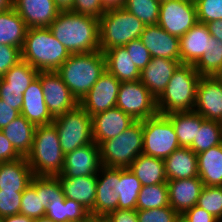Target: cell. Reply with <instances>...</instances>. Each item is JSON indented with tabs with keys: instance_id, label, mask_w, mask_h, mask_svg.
I'll use <instances>...</instances> for the list:
<instances>
[{
	"instance_id": "1",
	"label": "cell",
	"mask_w": 222,
	"mask_h": 222,
	"mask_svg": "<svg viewBox=\"0 0 222 222\" xmlns=\"http://www.w3.org/2000/svg\"><path fill=\"white\" fill-rule=\"evenodd\" d=\"M48 28L70 54L100 50L99 19L95 17L60 11Z\"/></svg>"
},
{
	"instance_id": "2",
	"label": "cell",
	"mask_w": 222,
	"mask_h": 222,
	"mask_svg": "<svg viewBox=\"0 0 222 222\" xmlns=\"http://www.w3.org/2000/svg\"><path fill=\"white\" fill-rule=\"evenodd\" d=\"M106 70L104 53L70 54L56 70L72 95L80 102Z\"/></svg>"
},
{
	"instance_id": "3",
	"label": "cell",
	"mask_w": 222,
	"mask_h": 222,
	"mask_svg": "<svg viewBox=\"0 0 222 222\" xmlns=\"http://www.w3.org/2000/svg\"><path fill=\"white\" fill-rule=\"evenodd\" d=\"M201 76L192 64H180L165 90L156 99L158 114L194 111Z\"/></svg>"
},
{
	"instance_id": "4",
	"label": "cell",
	"mask_w": 222,
	"mask_h": 222,
	"mask_svg": "<svg viewBox=\"0 0 222 222\" xmlns=\"http://www.w3.org/2000/svg\"><path fill=\"white\" fill-rule=\"evenodd\" d=\"M21 52L38 71H56L70 56L48 27L28 28Z\"/></svg>"
},
{
	"instance_id": "5",
	"label": "cell",
	"mask_w": 222,
	"mask_h": 222,
	"mask_svg": "<svg viewBox=\"0 0 222 222\" xmlns=\"http://www.w3.org/2000/svg\"><path fill=\"white\" fill-rule=\"evenodd\" d=\"M26 159L34 175L61 174L64 154L53 124L36 126L32 148Z\"/></svg>"
},
{
	"instance_id": "6",
	"label": "cell",
	"mask_w": 222,
	"mask_h": 222,
	"mask_svg": "<svg viewBox=\"0 0 222 222\" xmlns=\"http://www.w3.org/2000/svg\"><path fill=\"white\" fill-rule=\"evenodd\" d=\"M144 23L123 7L109 8L99 18V45L102 52L140 39Z\"/></svg>"
},
{
	"instance_id": "7",
	"label": "cell",
	"mask_w": 222,
	"mask_h": 222,
	"mask_svg": "<svg viewBox=\"0 0 222 222\" xmlns=\"http://www.w3.org/2000/svg\"><path fill=\"white\" fill-rule=\"evenodd\" d=\"M142 121H135L115 138L100 145L102 166L128 168L143 151Z\"/></svg>"
},
{
	"instance_id": "8",
	"label": "cell",
	"mask_w": 222,
	"mask_h": 222,
	"mask_svg": "<svg viewBox=\"0 0 222 222\" xmlns=\"http://www.w3.org/2000/svg\"><path fill=\"white\" fill-rule=\"evenodd\" d=\"M64 155L93 142L92 117L78 104L54 118Z\"/></svg>"
},
{
	"instance_id": "9",
	"label": "cell",
	"mask_w": 222,
	"mask_h": 222,
	"mask_svg": "<svg viewBox=\"0 0 222 222\" xmlns=\"http://www.w3.org/2000/svg\"><path fill=\"white\" fill-rule=\"evenodd\" d=\"M142 128V154L164 160L180 148L174 126L165 115L157 114L142 120Z\"/></svg>"
},
{
	"instance_id": "10",
	"label": "cell",
	"mask_w": 222,
	"mask_h": 222,
	"mask_svg": "<svg viewBox=\"0 0 222 222\" xmlns=\"http://www.w3.org/2000/svg\"><path fill=\"white\" fill-rule=\"evenodd\" d=\"M65 197L57 176L35 175L23 191L20 214L33 220L45 216L49 202Z\"/></svg>"
},
{
	"instance_id": "11",
	"label": "cell",
	"mask_w": 222,
	"mask_h": 222,
	"mask_svg": "<svg viewBox=\"0 0 222 222\" xmlns=\"http://www.w3.org/2000/svg\"><path fill=\"white\" fill-rule=\"evenodd\" d=\"M116 107L135 121H142L158 114L156 98L140 80L121 82Z\"/></svg>"
},
{
	"instance_id": "12",
	"label": "cell",
	"mask_w": 222,
	"mask_h": 222,
	"mask_svg": "<svg viewBox=\"0 0 222 222\" xmlns=\"http://www.w3.org/2000/svg\"><path fill=\"white\" fill-rule=\"evenodd\" d=\"M197 21L196 5L191 0H161L158 25L181 38Z\"/></svg>"
},
{
	"instance_id": "13",
	"label": "cell",
	"mask_w": 222,
	"mask_h": 222,
	"mask_svg": "<svg viewBox=\"0 0 222 222\" xmlns=\"http://www.w3.org/2000/svg\"><path fill=\"white\" fill-rule=\"evenodd\" d=\"M37 77L41 81L45 104L54 118L79 104L56 71H39Z\"/></svg>"
},
{
	"instance_id": "14",
	"label": "cell",
	"mask_w": 222,
	"mask_h": 222,
	"mask_svg": "<svg viewBox=\"0 0 222 222\" xmlns=\"http://www.w3.org/2000/svg\"><path fill=\"white\" fill-rule=\"evenodd\" d=\"M121 82L107 70L79 102V105L92 117L116 106Z\"/></svg>"
},
{
	"instance_id": "15",
	"label": "cell",
	"mask_w": 222,
	"mask_h": 222,
	"mask_svg": "<svg viewBox=\"0 0 222 222\" xmlns=\"http://www.w3.org/2000/svg\"><path fill=\"white\" fill-rule=\"evenodd\" d=\"M194 111L206 120L222 117V76H201L197 85Z\"/></svg>"
},
{
	"instance_id": "16",
	"label": "cell",
	"mask_w": 222,
	"mask_h": 222,
	"mask_svg": "<svg viewBox=\"0 0 222 222\" xmlns=\"http://www.w3.org/2000/svg\"><path fill=\"white\" fill-rule=\"evenodd\" d=\"M101 167L100 146L92 142L64 155L61 175L63 177L97 175Z\"/></svg>"
},
{
	"instance_id": "17",
	"label": "cell",
	"mask_w": 222,
	"mask_h": 222,
	"mask_svg": "<svg viewBox=\"0 0 222 222\" xmlns=\"http://www.w3.org/2000/svg\"><path fill=\"white\" fill-rule=\"evenodd\" d=\"M135 120L118 107H113L105 112L92 116V136L93 142L101 145L104 141L115 138Z\"/></svg>"
},
{
	"instance_id": "18",
	"label": "cell",
	"mask_w": 222,
	"mask_h": 222,
	"mask_svg": "<svg viewBox=\"0 0 222 222\" xmlns=\"http://www.w3.org/2000/svg\"><path fill=\"white\" fill-rule=\"evenodd\" d=\"M140 40L152 58L160 57L180 61L179 38L169 34L158 24L145 25Z\"/></svg>"
},
{
	"instance_id": "19",
	"label": "cell",
	"mask_w": 222,
	"mask_h": 222,
	"mask_svg": "<svg viewBox=\"0 0 222 222\" xmlns=\"http://www.w3.org/2000/svg\"><path fill=\"white\" fill-rule=\"evenodd\" d=\"M13 8L28 28L49 27L60 12L54 0H13Z\"/></svg>"
},
{
	"instance_id": "20",
	"label": "cell",
	"mask_w": 222,
	"mask_h": 222,
	"mask_svg": "<svg viewBox=\"0 0 222 222\" xmlns=\"http://www.w3.org/2000/svg\"><path fill=\"white\" fill-rule=\"evenodd\" d=\"M203 186L199 177L167 180L170 206L178 214H183L197 205Z\"/></svg>"
},
{
	"instance_id": "21",
	"label": "cell",
	"mask_w": 222,
	"mask_h": 222,
	"mask_svg": "<svg viewBox=\"0 0 222 222\" xmlns=\"http://www.w3.org/2000/svg\"><path fill=\"white\" fill-rule=\"evenodd\" d=\"M181 61L165 58H152L147 66L140 72V81L157 99L165 90L176 68Z\"/></svg>"
},
{
	"instance_id": "22",
	"label": "cell",
	"mask_w": 222,
	"mask_h": 222,
	"mask_svg": "<svg viewBox=\"0 0 222 222\" xmlns=\"http://www.w3.org/2000/svg\"><path fill=\"white\" fill-rule=\"evenodd\" d=\"M119 194L113 187V167L102 166L97 174L96 199L91 218H105L117 209Z\"/></svg>"
},
{
	"instance_id": "23",
	"label": "cell",
	"mask_w": 222,
	"mask_h": 222,
	"mask_svg": "<svg viewBox=\"0 0 222 222\" xmlns=\"http://www.w3.org/2000/svg\"><path fill=\"white\" fill-rule=\"evenodd\" d=\"M20 113L35 126L52 124L54 117L45 104L41 81L38 77L24 91Z\"/></svg>"
},
{
	"instance_id": "24",
	"label": "cell",
	"mask_w": 222,
	"mask_h": 222,
	"mask_svg": "<svg viewBox=\"0 0 222 222\" xmlns=\"http://www.w3.org/2000/svg\"><path fill=\"white\" fill-rule=\"evenodd\" d=\"M56 176L66 198L77 201L89 212L93 209L96 199L97 175L63 177L58 174Z\"/></svg>"
},
{
	"instance_id": "25",
	"label": "cell",
	"mask_w": 222,
	"mask_h": 222,
	"mask_svg": "<svg viewBox=\"0 0 222 222\" xmlns=\"http://www.w3.org/2000/svg\"><path fill=\"white\" fill-rule=\"evenodd\" d=\"M34 176L26 157L0 162V190L23 192Z\"/></svg>"
},
{
	"instance_id": "26",
	"label": "cell",
	"mask_w": 222,
	"mask_h": 222,
	"mask_svg": "<svg viewBox=\"0 0 222 222\" xmlns=\"http://www.w3.org/2000/svg\"><path fill=\"white\" fill-rule=\"evenodd\" d=\"M210 37L206 24L198 22L179 38L181 64L194 65L206 52Z\"/></svg>"
},
{
	"instance_id": "27",
	"label": "cell",
	"mask_w": 222,
	"mask_h": 222,
	"mask_svg": "<svg viewBox=\"0 0 222 222\" xmlns=\"http://www.w3.org/2000/svg\"><path fill=\"white\" fill-rule=\"evenodd\" d=\"M113 187L119 194L118 209H136L141 182L129 168L113 167Z\"/></svg>"
},
{
	"instance_id": "28",
	"label": "cell",
	"mask_w": 222,
	"mask_h": 222,
	"mask_svg": "<svg viewBox=\"0 0 222 222\" xmlns=\"http://www.w3.org/2000/svg\"><path fill=\"white\" fill-rule=\"evenodd\" d=\"M167 180L198 177L197 154L190 148L180 147L164 159Z\"/></svg>"
},
{
	"instance_id": "29",
	"label": "cell",
	"mask_w": 222,
	"mask_h": 222,
	"mask_svg": "<svg viewBox=\"0 0 222 222\" xmlns=\"http://www.w3.org/2000/svg\"><path fill=\"white\" fill-rule=\"evenodd\" d=\"M106 70L113 74L120 82L136 81L140 79V71L133 63L126 48L114 47L103 52Z\"/></svg>"
},
{
	"instance_id": "30",
	"label": "cell",
	"mask_w": 222,
	"mask_h": 222,
	"mask_svg": "<svg viewBox=\"0 0 222 222\" xmlns=\"http://www.w3.org/2000/svg\"><path fill=\"white\" fill-rule=\"evenodd\" d=\"M36 126L23 115H19L7 126L1 129L21 157H26L32 148Z\"/></svg>"
},
{
	"instance_id": "31",
	"label": "cell",
	"mask_w": 222,
	"mask_h": 222,
	"mask_svg": "<svg viewBox=\"0 0 222 222\" xmlns=\"http://www.w3.org/2000/svg\"><path fill=\"white\" fill-rule=\"evenodd\" d=\"M45 216L55 222H89V211L80 203L66 197L49 202Z\"/></svg>"
},
{
	"instance_id": "32",
	"label": "cell",
	"mask_w": 222,
	"mask_h": 222,
	"mask_svg": "<svg viewBox=\"0 0 222 222\" xmlns=\"http://www.w3.org/2000/svg\"><path fill=\"white\" fill-rule=\"evenodd\" d=\"M197 162L205 186H222V144L197 154Z\"/></svg>"
},
{
	"instance_id": "33",
	"label": "cell",
	"mask_w": 222,
	"mask_h": 222,
	"mask_svg": "<svg viewBox=\"0 0 222 222\" xmlns=\"http://www.w3.org/2000/svg\"><path fill=\"white\" fill-rule=\"evenodd\" d=\"M128 168L142 186L167 183L163 159L140 154Z\"/></svg>"
},
{
	"instance_id": "34",
	"label": "cell",
	"mask_w": 222,
	"mask_h": 222,
	"mask_svg": "<svg viewBox=\"0 0 222 222\" xmlns=\"http://www.w3.org/2000/svg\"><path fill=\"white\" fill-rule=\"evenodd\" d=\"M28 27L14 8L0 12V44L23 48Z\"/></svg>"
},
{
	"instance_id": "35",
	"label": "cell",
	"mask_w": 222,
	"mask_h": 222,
	"mask_svg": "<svg viewBox=\"0 0 222 222\" xmlns=\"http://www.w3.org/2000/svg\"><path fill=\"white\" fill-rule=\"evenodd\" d=\"M174 126L180 147L190 148L196 138L197 127L205 120L195 111L173 112L165 115Z\"/></svg>"
},
{
	"instance_id": "36",
	"label": "cell",
	"mask_w": 222,
	"mask_h": 222,
	"mask_svg": "<svg viewBox=\"0 0 222 222\" xmlns=\"http://www.w3.org/2000/svg\"><path fill=\"white\" fill-rule=\"evenodd\" d=\"M193 66L200 76H222V41L211 36L206 52Z\"/></svg>"
},
{
	"instance_id": "37",
	"label": "cell",
	"mask_w": 222,
	"mask_h": 222,
	"mask_svg": "<svg viewBox=\"0 0 222 222\" xmlns=\"http://www.w3.org/2000/svg\"><path fill=\"white\" fill-rule=\"evenodd\" d=\"M39 71L29 63L21 60L11 67L2 78H0V88L23 89L24 91L38 76Z\"/></svg>"
},
{
	"instance_id": "38",
	"label": "cell",
	"mask_w": 222,
	"mask_h": 222,
	"mask_svg": "<svg viewBox=\"0 0 222 222\" xmlns=\"http://www.w3.org/2000/svg\"><path fill=\"white\" fill-rule=\"evenodd\" d=\"M219 144H222V130L219 122L205 119L201 123V127H197L196 138L190 149L199 154Z\"/></svg>"
},
{
	"instance_id": "39",
	"label": "cell",
	"mask_w": 222,
	"mask_h": 222,
	"mask_svg": "<svg viewBox=\"0 0 222 222\" xmlns=\"http://www.w3.org/2000/svg\"><path fill=\"white\" fill-rule=\"evenodd\" d=\"M167 183L142 186L138 195L136 210L169 206Z\"/></svg>"
},
{
	"instance_id": "40",
	"label": "cell",
	"mask_w": 222,
	"mask_h": 222,
	"mask_svg": "<svg viewBox=\"0 0 222 222\" xmlns=\"http://www.w3.org/2000/svg\"><path fill=\"white\" fill-rule=\"evenodd\" d=\"M160 0H125L122 6L144 25H155L159 20Z\"/></svg>"
},
{
	"instance_id": "41",
	"label": "cell",
	"mask_w": 222,
	"mask_h": 222,
	"mask_svg": "<svg viewBox=\"0 0 222 222\" xmlns=\"http://www.w3.org/2000/svg\"><path fill=\"white\" fill-rule=\"evenodd\" d=\"M197 205L222 222V186H203Z\"/></svg>"
},
{
	"instance_id": "42",
	"label": "cell",
	"mask_w": 222,
	"mask_h": 222,
	"mask_svg": "<svg viewBox=\"0 0 222 222\" xmlns=\"http://www.w3.org/2000/svg\"><path fill=\"white\" fill-rule=\"evenodd\" d=\"M195 5L199 23L206 24L222 19V0H199Z\"/></svg>"
},
{
	"instance_id": "43",
	"label": "cell",
	"mask_w": 222,
	"mask_h": 222,
	"mask_svg": "<svg viewBox=\"0 0 222 222\" xmlns=\"http://www.w3.org/2000/svg\"><path fill=\"white\" fill-rule=\"evenodd\" d=\"M136 211L139 222H174L178 216V213L170 205Z\"/></svg>"
},
{
	"instance_id": "44",
	"label": "cell",
	"mask_w": 222,
	"mask_h": 222,
	"mask_svg": "<svg viewBox=\"0 0 222 222\" xmlns=\"http://www.w3.org/2000/svg\"><path fill=\"white\" fill-rule=\"evenodd\" d=\"M23 192L0 190V217L20 214Z\"/></svg>"
},
{
	"instance_id": "45",
	"label": "cell",
	"mask_w": 222,
	"mask_h": 222,
	"mask_svg": "<svg viewBox=\"0 0 222 222\" xmlns=\"http://www.w3.org/2000/svg\"><path fill=\"white\" fill-rule=\"evenodd\" d=\"M132 58L133 63L141 72L152 59L150 52L140 39L132 40L124 46Z\"/></svg>"
},
{
	"instance_id": "46",
	"label": "cell",
	"mask_w": 222,
	"mask_h": 222,
	"mask_svg": "<svg viewBox=\"0 0 222 222\" xmlns=\"http://www.w3.org/2000/svg\"><path fill=\"white\" fill-rule=\"evenodd\" d=\"M21 48L0 44V78L22 60Z\"/></svg>"
},
{
	"instance_id": "47",
	"label": "cell",
	"mask_w": 222,
	"mask_h": 222,
	"mask_svg": "<svg viewBox=\"0 0 222 222\" xmlns=\"http://www.w3.org/2000/svg\"><path fill=\"white\" fill-rule=\"evenodd\" d=\"M106 10L101 0H74L71 12L99 19Z\"/></svg>"
},
{
	"instance_id": "48",
	"label": "cell",
	"mask_w": 222,
	"mask_h": 222,
	"mask_svg": "<svg viewBox=\"0 0 222 222\" xmlns=\"http://www.w3.org/2000/svg\"><path fill=\"white\" fill-rule=\"evenodd\" d=\"M0 99L21 112L23 106V89L0 88Z\"/></svg>"
},
{
	"instance_id": "49",
	"label": "cell",
	"mask_w": 222,
	"mask_h": 222,
	"mask_svg": "<svg viewBox=\"0 0 222 222\" xmlns=\"http://www.w3.org/2000/svg\"><path fill=\"white\" fill-rule=\"evenodd\" d=\"M189 222H220L212 214L205 211L198 205H194L191 209L183 213Z\"/></svg>"
},
{
	"instance_id": "50",
	"label": "cell",
	"mask_w": 222,
	"mask_h": 222,
	"mask_svg": "<svg viewBox=\"0 0 222 222\" xmlns=\"http://www.w3.org/2000/svg\"><path fill=\"white\" fill-rule=\"evenodd\" d=\"M106 222H139L137 211L132 209H116L105 218Z\"/></svg>"
},
{
	"instance_id": "51",
	"label": "cell",
	"mask_w": 222,
	"mask_h": 222,
	"mask_svg": "<svg viewBox=\"0 0 222 222\" xmlns=\"http://www.w3.org/2000/svg\"><path fill=\"white\" fill-rule=\"evenodd\" d=\"M19 158H21V156L0 130V162L14 161Z\"/></svg>"
},
{
	"instance_id": "52",
	"label": "cell",
	"mask_w": 222,
	"mask_h": 222,
	"mask_svg": "<svg viewBox=\"0 0 222 222\" xmlns=\"http://www.w3.org/2000/svg\"><path fill=\"white\" fill-rule=\"evenodd\" d=\"M21 113L12 108V105L0 99V130L17 118Z\"/></svg>"
},
{
	"instance_id": "53",
	"label": "cell",
	"mask_w": 222,
	"mask_h": 222,
	"mask_svg": "<svg viewBox=\"0 0 222 222\" xmlns=\"http://www.w3.org/2000/svg\"><path fill=\"white\" fill-rule=\"evenodd\" d=\"M206 26L211 36L222 41V19L206 23Z\"/></svg>"
},
{
	"instance_id": "54",
	"label": "cell",
	"mask_w": 222,
	"mask_h": 222,
	"mask_svg": "<svg viewBox=\"0 0 222 222\" xmlns=\"http://www.w3.org/2000/svg\"><path fill=\"white\" fill-rule=\"evenodd\" d=\"M3 222H34L32 218H29L22 214H16L11 216L2 217Z\"/></svg>"
},
{
	"instance_id": "55",
	"label": "cell",
	"mask_w": 222,
	"mask_h": 222,
	"mask_svg": "<svg viewBox=\"0 0 222 222\" xmlns=\"http://www.w3.org/2000/svg\"><path fill=\"white\" fill-rule=\"evenodd\" d=\"M56 7L60 11H71L74 0H54Z\"/></svg>"
},
{
	"instance_id": "56",
	"label": "cell",
	"mask_w": 222,
	"mask_h": 222,
	"mask_svg": "<svg viewBox=\"0 0 222 222\" xmlns=\"http://www.w3.org/2000/svg\"><path fill=\"white\" fill-rule=\"evenodd\" d=\"M106 9L122 7L125 0H101Z\"/></svg>"
},
{
	"instance_id": "57",
	"label": "cell",
	"mask_w": 222,
	"mask_h": 222,
	"mask_svg": "<svg viewBox=\"0 0 222 222\" xmlns=\"http://www.w3.org/2000/svg\"><path fill=\"white\" fill-rule=\"evenodd\" d=\"M13 8V0H0V12Z\"/></svg>"
},
{
	"instance_id": "58",
	"label": "cell",
	"mask_w": 222,
	"mask_h": 222,
	"mask_svg": "<svg viewBox=\"0 0 222 222\" xmlns=\"http://www.w3.org/2000/svg\"><path fill=\"white\" fill-rule=\"evenodd\" d=\"M174 222H189L183 214H178Z\"/></svg>"
},
{
	"instance_id": "59",
	"label": "cell",
	"mask_w": 222,
	"mask_h": 222,
	"mask_svg": "<svg viewBox=\"0 0 222 222\" xmlns=\"http://www.w3.org/2000/svg\"><path fill=\"white\" fill-rule=\"evenodd\" d=\"M34 222H55L51 219H49L48 217L46 216H43V217H40L38 219H35Z\"/></svg>"
},
{
	"instance_id": "60",
	"label": "cell",
	"mask_w": 222,
	"mask_h": 222,
	"mask_svg": "<svg viewBox=\"0 0 222 222\" xmlns=\"http://www.w3.org/2000/svg\"><path fill=\"white\" fill-rule=\"evenodd\" d=\"M94 222H106L104 218H94Z\"/></svg>"
},
{
	"instance_id": "61",
	"label": "cell",
	"mask_w": 222,
	"mask_h": 222,
	"mask_svg": "<svg viewBox=\"0 0 222 222\" xmlns=\"http://www.w3.org/2000/svg\"><path fill=\"white\" fill-rule=\"evenodd\" d=\"M218 122H219L220 128L222 130V117H221V119Z\"/></svg>"
},
{
	"instance_id": "62",
	"label": "cell",
	"mask_w": 222,
	"mask_h": 222,
	"mask_svg": "<svg viewBox=\"0 0 222 222\" xmlns=\"http://www.w3.org/2000/svg\"><path fill=\"white\" fill-rule=\"evenodd\" d=\"M194 4L197 2V1H199V0H191Z\"/></svg>"
},
{
	"instance_id": "63",
	"label": "cell",
	"mask_w": 222,
	"mask_h": 222,
	"mask_svg": "<svg viewBox=\"0 0 222 222\" xmlns=\"http://www.w3.org/2000/svg\"><path fill=\"white\" fill-rule=\"evenodd\" d=\"M89 222H94V218H91Z\"/></svg>"
}]
</instances>
